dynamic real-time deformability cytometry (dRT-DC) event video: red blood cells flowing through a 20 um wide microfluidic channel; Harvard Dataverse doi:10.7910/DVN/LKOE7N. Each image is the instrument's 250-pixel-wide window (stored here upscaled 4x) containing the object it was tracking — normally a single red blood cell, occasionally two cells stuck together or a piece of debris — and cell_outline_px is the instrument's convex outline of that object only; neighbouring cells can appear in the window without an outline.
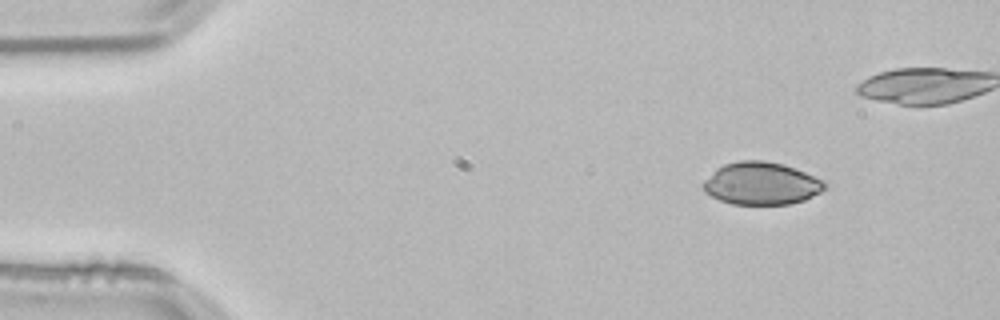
{"species": "common noctule bat (a hibernating species)", "species_latin": "Nyctalus noctula", "temperature_condition": "room temperature", "stored_images_in_passage": 38, "camera_frame_rate_fps": 3000, "um_per_image_px": 0.085, "animal": {"sex": "male", "body_mass_g": 21.5, "forearm_length_mm": 52.0}, "frame": {"image": 1, "passage_image": 1, "time_ms": 0.0, "image_size_px": [1000, 320], "cell_outline_px": [[828, 184], [820, 192], [804, 200], [792, 204], [732, 204], [720, 200], [704, 192], [704, 180], [716, 168], [724, 164], [740, 160], [764, 160], [784, 164], [824, 180]], "centroid_in_image_um": [64.71, 15.59], "position_along_channel_um": 20.3, "area_um2": 30.11}}
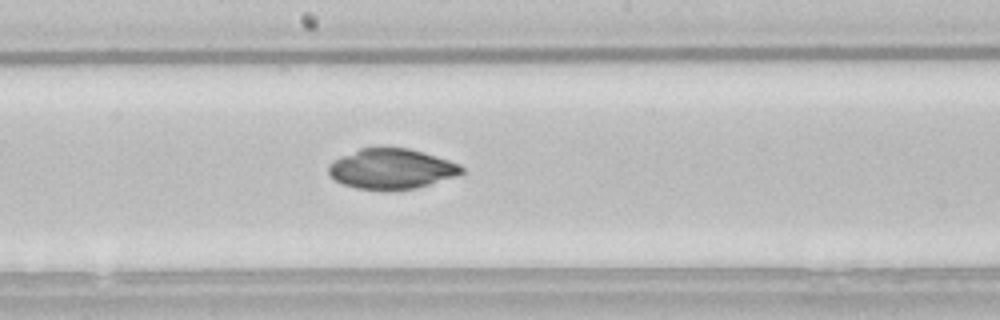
{"frame": {"image": 2, "passage_image": 23, "time_ms": 7.333, "image_size_px": [1000, 320], "cell_outline_px": [[464, 172], [416, 188], [356, 188], [344, 184], [336, 180], [328, 172], [328, 164], [340, 156], [360, 148], [380, 144], [408, 148], [424, 152], [460, 164], [464, 168]], "centroid_in_image_um": [33.23, 14.27], "position_along_channel_um": 215.0, "area_um2": 31.04}}
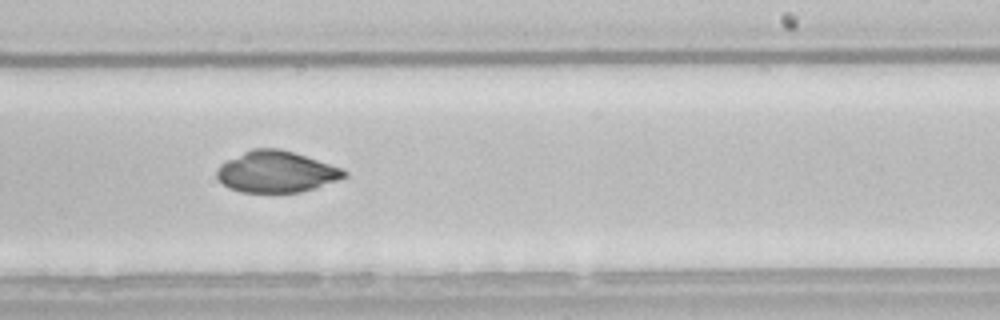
{"frame": {"image": 3, "passage_image": 27, "time_ms": 8.667, "image_size_px": [1000, 320], "cell_outline_px": [[348, 176], [316, 188], [300, 192], [240, 192], [228, 188], [216, 176], [216, 172], [220, 164], [252, 148], [280, 148], [344, 168], [348, 172]], "centroid_in_image_um": [23.51, 14.6], "position_along_channel_um": 265.5, "area_um2": 30.69}}